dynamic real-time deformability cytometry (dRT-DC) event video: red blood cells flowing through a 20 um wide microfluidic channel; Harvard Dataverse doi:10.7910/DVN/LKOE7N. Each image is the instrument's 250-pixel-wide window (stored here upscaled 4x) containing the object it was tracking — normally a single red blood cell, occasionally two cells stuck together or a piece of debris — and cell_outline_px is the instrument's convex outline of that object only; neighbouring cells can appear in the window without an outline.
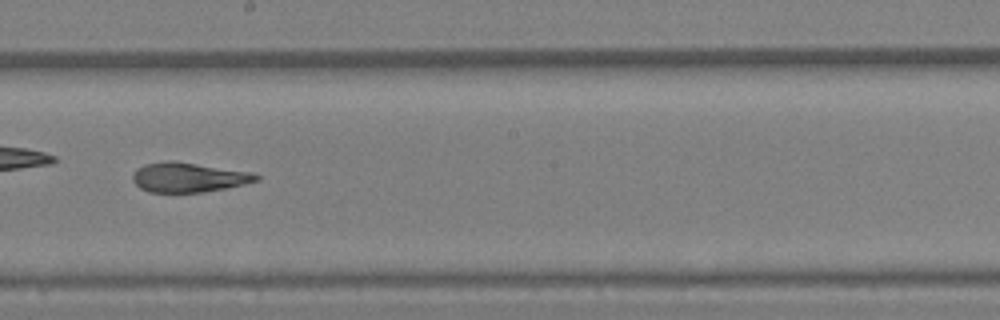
{"species": "Egyptian fruit bat (a non-hibernating species)", "species_latin": "Rousettus aegyptiacus", "temperature_condition": "warm", "stored_images_in_passage": 58, "camera_frame_rate_fps": 3000, "um_per_image_px": 0.085, "animal": {"sex": "female"}, "frame": {"image": 1, "passage_image": 34, "time_ms": 11.0, "image_size_px": [1000, 320], "cell_outline_px": [[260, 180], [244, 184], [204, 192], [148, 192], [140, 188], [132, 180], [132, 176], [136, 168], [144, 164], [168, 160], [172, 160], [252, 172], [260, 176]], "centroid_in_image_um": [16.0, 15.07], "position_along_channel_um": 232.2, "area_um2": 21.39}, "authors_computed_cell_mechanics": {"area_um2": 22.9177, "velocity_mm_per_s": 3.4598, "shape_relaxation_time_tau1_ms": null, "shape_relaxation_time_tau2_ms": 2.714, "deformation_change_tau1": null, "deformation_change_tau2": 0.1052}}